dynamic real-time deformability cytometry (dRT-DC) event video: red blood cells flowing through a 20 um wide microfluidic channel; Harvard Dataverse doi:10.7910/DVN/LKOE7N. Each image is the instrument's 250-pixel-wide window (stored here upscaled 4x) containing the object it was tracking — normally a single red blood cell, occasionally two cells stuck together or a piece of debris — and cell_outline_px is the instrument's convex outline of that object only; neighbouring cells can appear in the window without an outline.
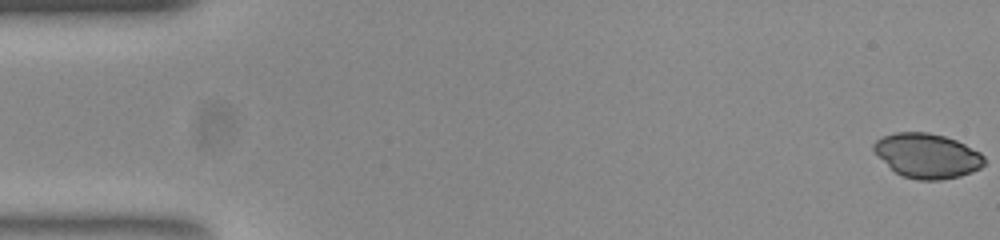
{"species": "common noctule bat (a hibernating species)", "species_latin": "Nyctalus noctula", "temperature_condition": "room temperature", "stored_images_in_passage": 54, "camera_frame_rate_fps": 3000, "um_per_image_px": 0.085, "animal": {"sex": "female", "body_mass_g": 23.0, "forearm_length_mm": 53.4}, "frame": {"image": 1, "passage_image": 1, "time_ms": 0.0, "image_size_px": [1000, 240], "cell_outline_px": [[984, 164], [980, 168], [972, 172], [960, 176], [940, 180], [920, 180], [904, 176], [896, 172], [872, 148], [872, 144], [876, 140], [884, 136], [896, 132], [928, 132], [944, 136], [956, 140], [980, 152], [984, 156]], "centroid_in_image_um": [78.84, 13.23], "position_along_channel_um": 6.2, "area_um2": 28.38}}
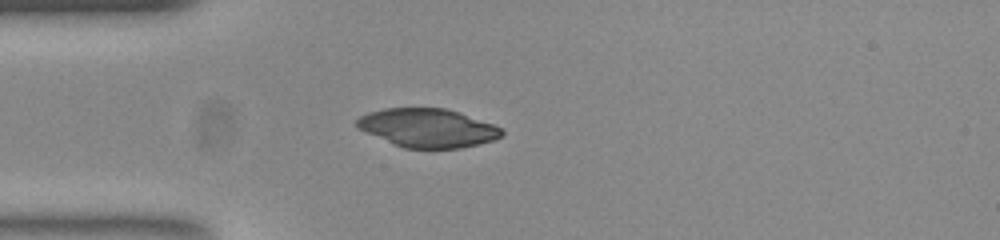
{"frame": {"image": 2, "passage_image": 15, "time_ms": 4.667, "image_size_px": [1000, 240], "cell_outline_px": [[504, 136], [496, 140], [480, 144], [460, 148], [404, 148], [392, 144], [364, 132], [356, 128], [356, 120], [360, 116], [368, 112], [384, 108], [444, 108], [492, 124], [500, 128], [504, 132]], "centroid_in_image_um": [36.32, 10.89], "position_along_channel_um": 48.7, "area_um2": 32.66}}
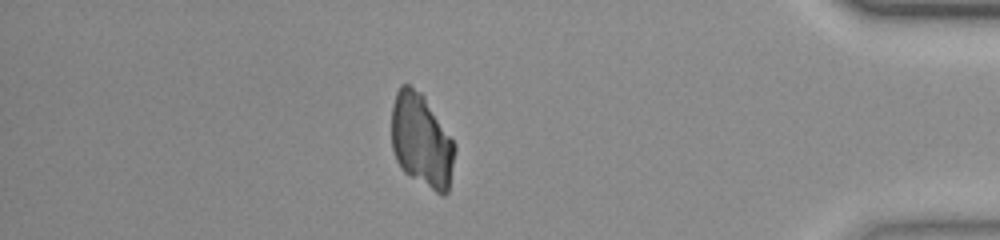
{"frame": {"image": 3, "passage_image": 47, "time_ms": 15.333, "image_size_px": [1000, 240], "cell_outline_px": [[456, 148], [448, 192], [444, 196], [440, 196], [404, 172], [396, 160], [392, 148], [392, 104], [396, 92], [400, 84], [408, 84], [420, 92], [424, 96], [452, 140]], "centroid_in_image_um": [35.81, 11.97], "position_along_channel_um": 399.4, "area_um2": 34.39}}